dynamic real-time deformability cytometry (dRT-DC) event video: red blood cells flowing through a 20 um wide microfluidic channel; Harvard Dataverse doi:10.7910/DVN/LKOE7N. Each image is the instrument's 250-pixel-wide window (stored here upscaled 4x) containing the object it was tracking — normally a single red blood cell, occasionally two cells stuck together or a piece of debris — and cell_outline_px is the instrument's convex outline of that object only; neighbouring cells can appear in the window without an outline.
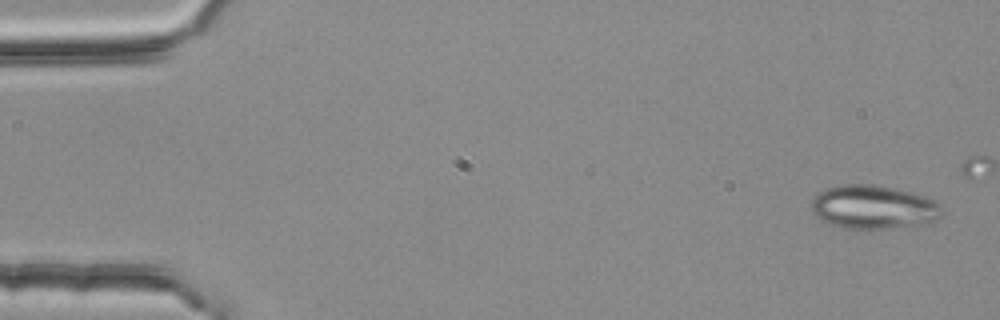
{"species": "common noctule bat (a hibernating species)", "species_latin": "Nyctalus noctula", "temperature_condition": "room temperature", "stored_images_in_passage": 4, "segment_of_instrument_passage": [1, 2], "camera_frame_rate_fps": 3000, "um_per_image_px": 0.085, "animal": {"sex": "female", "body_mass_g": 25.1}, "frame": {"image": 1, "passage_image": 1, "time_ms": 0.0, "image_size_px": [1000, 320], "cell_outline_px": [[944, 212], [936, 220], [924, 224], [868, 232], [844, 228], [820, 220], [812, 212], [812, 200], [824, 188], [840, 184], [872, 184], [892, 188], [924, 196], [940, 204]], "centroid_in_image_um": [74.23, 17.65], "position_along_channel_um": 10.8, "area_um2": 33.93}}